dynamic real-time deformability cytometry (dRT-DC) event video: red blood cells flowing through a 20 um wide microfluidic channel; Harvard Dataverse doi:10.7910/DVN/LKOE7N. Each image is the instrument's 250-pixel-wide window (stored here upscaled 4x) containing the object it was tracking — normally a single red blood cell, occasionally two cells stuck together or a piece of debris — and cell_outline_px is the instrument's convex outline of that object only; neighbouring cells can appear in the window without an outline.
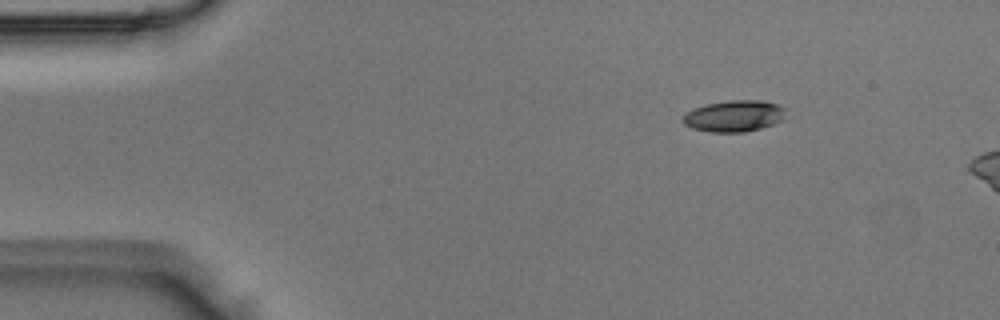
{"species": "Egyptian fruit bat (a non-hibernating species)", "species_latin": "Rousettus aegyptiacus", "temperature_condition": "room temperature", "stored_images_in_passage": 5, "camera_frame_rate_fps": 3000, "um_per_image_px": 0.085, "animal": {"sex": "male"}, "frame": {"image": 1, "passage_image": 2, "time_ms": 0.333, "image_size_px": [1000, 320], "cell_outline_px": [[784, 108], [780, 120], [772, 124], [760, 128], [744, 132], [708, 132], [692, 128], [684, 124], [680, 120], [692, 108], [708, 104], [728, 100], [760, 100], [776, 104]], "centroid_in_image_um": [62.32, 9.86], "position_along_channel_um": 22.7, "area_um2": 18.55}}